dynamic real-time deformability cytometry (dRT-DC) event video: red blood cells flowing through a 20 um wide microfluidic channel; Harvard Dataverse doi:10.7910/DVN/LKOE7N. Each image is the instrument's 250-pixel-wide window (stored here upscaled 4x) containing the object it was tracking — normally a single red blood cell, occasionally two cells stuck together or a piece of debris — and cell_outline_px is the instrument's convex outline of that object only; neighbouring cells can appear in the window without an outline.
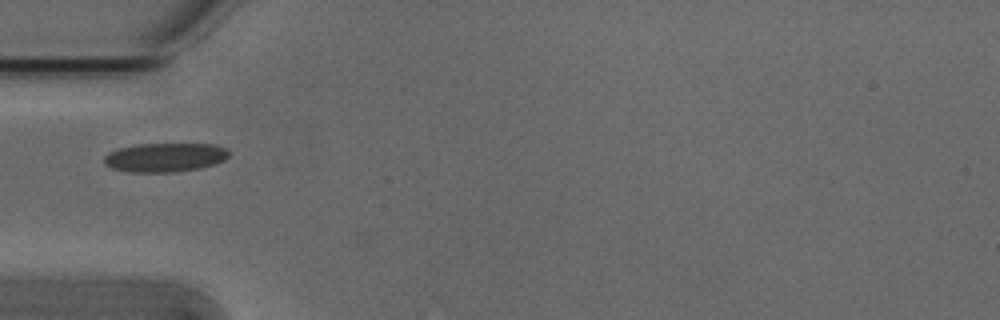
{"species": "Egyptian fruit bat (a non-hibernating species)", "species_latin": "Rousettus aegyptiacus", "temperature_condition": "cold", "stored_images_in_passage": 2, "camera_frame_rate_fps": 3000, "um_per_image_px": 0.085, "animal": {"sex": "male"}, "frame": {"image": 1, "passage_image": 1, "time_ms": 0.0, "image_size_px": [1000, 320], "cell_outline_px": [[228, 156], [224, 160], [216, 164], [200, 168], [176, 172], [132, 172], [112, 168], [104, 164], [104, 156], [108, 152], [120, 148], [140, 144], [216, 144], [228, 148]], "centroid_in_image_um": [14.05, 13.38], "position_along_channel_um": 70.9, "area_um2": 21.15}}